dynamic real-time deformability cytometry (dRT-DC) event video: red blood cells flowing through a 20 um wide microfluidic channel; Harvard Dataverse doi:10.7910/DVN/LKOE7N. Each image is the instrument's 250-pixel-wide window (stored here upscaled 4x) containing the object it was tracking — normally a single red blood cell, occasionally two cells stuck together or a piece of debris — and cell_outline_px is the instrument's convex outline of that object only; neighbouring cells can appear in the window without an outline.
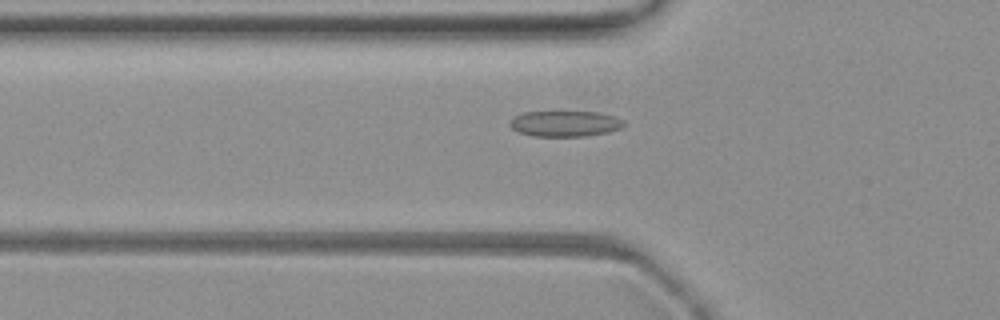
{"species": "common noctule bat (a hibernating species)", "species_latin": "Nyctalus noctula", "temperature_condition": "warm", "stored_images_in_passage": 26, "segment_of_instrument_passage": [1, 2], "camera_frame_rate_fps": 3000, "um_per_image_px": 0.085, "animal": {"sex": "female", "body_mass_g": 19.3, "forearm_length_mm": 54.1}, "frame": {"image": 1, "passage_image": 8, "time_ms": 2.333, "image_size_px": [1000, 320], "cell_outline_px": [[624, 124], [620, 128], [608, 132], [584, 136], [532, 136], [520, 132], [512, 128], [508, 124], [516, 116], [524, 112], [596, 112], [612, 116], [624, 120]], "centroid_in_image_um": [48.02, 10.51], "position_along_channel_um": 77.8, "area_um2": 16.82}}
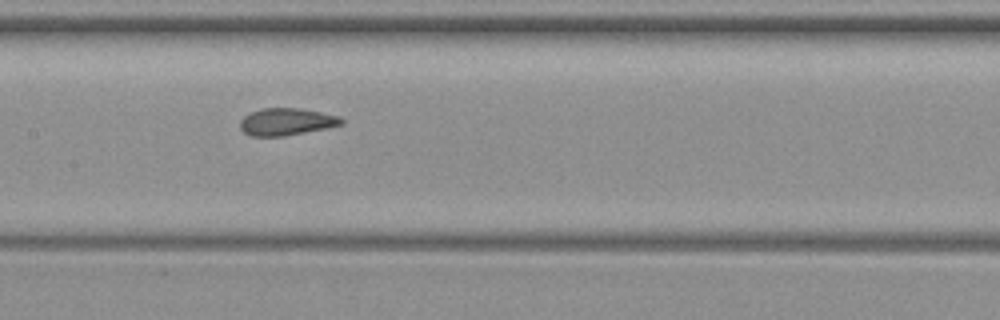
{"frame": {"image": 2, "passage_image": 18, "time_ms": 5.667, "image_size_px": [1000, 320], "cell_outline_px": [[344, 124], [328, 128], [284, 136], [248, 136], [240, 128], [240, 120], [244, 116], [252, 112], [264, 108], [300, 108], [340, 116], [344, 120]], "centroid_in_image_um": [24.37, 10.35], "position_along_channel_um": 183.0, "area_um2": 16.13}}
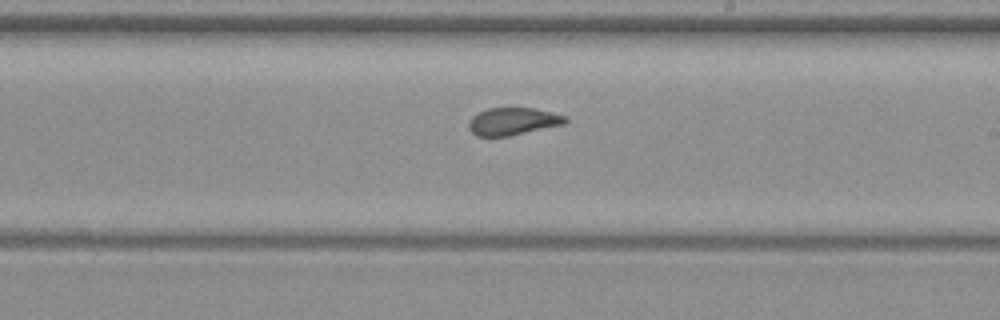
{"frame": {"image": 3, "passage_image": 24, "time_ms": 7.667, "image_size_px": [1000, 320], "cell_outline_px": [[568, 120], [564, 124], [512, 136], [476, 136], [468, 128], [468, 124], [472, 116], [488, 108], [532, 108], [552, 112], [568, 116]], "centroid_in_image_um": [43.62, 10.32], "position_along_channel_um": 245.4, "area_um2": 15.55}}